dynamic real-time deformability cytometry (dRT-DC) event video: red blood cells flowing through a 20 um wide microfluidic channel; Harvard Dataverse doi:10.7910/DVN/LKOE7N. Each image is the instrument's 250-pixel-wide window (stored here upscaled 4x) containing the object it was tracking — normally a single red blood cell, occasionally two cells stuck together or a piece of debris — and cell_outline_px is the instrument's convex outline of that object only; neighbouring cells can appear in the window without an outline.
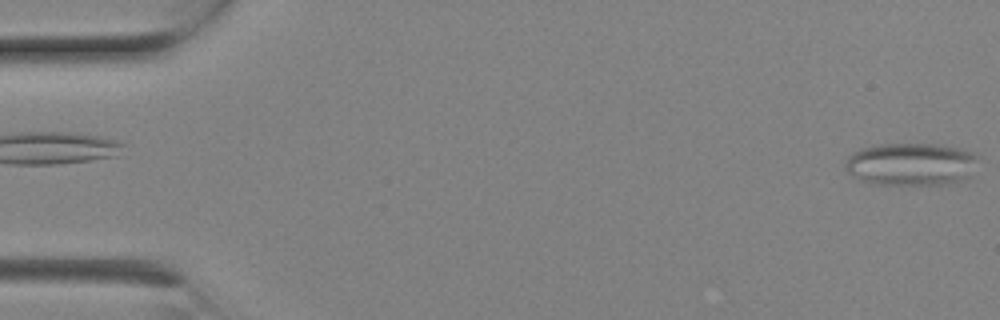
{"species": "Egyptian fruit bat (a non-hibernating species)", "species_latin": "Rousettus aegyptiacus", "temperature_condition": "room temperature", "stored_images_in_passage": 2, "camera_frame_rate_fps": 3000, "um_per_image_px": 0.085, "animal": {"sex": "female"}, "frame": {"image": 1, "passage_image": 2, "time_ms": 0.333, "image_size_px": [1000, 320], "cell_outline_px": [[976, 156], [968, 176], [960, 180], [948, 184], [872, 184], [860, 180], [852, 176], [844, 168], [844, 160], [852, 152], [860, 148], [880, 144], [936, 144], [960, 148], [972, 152]], "centroid_in_image_um": [77.32, 13.95], "position_along_channel_um": 7.7, "area_um2": 32.89}}